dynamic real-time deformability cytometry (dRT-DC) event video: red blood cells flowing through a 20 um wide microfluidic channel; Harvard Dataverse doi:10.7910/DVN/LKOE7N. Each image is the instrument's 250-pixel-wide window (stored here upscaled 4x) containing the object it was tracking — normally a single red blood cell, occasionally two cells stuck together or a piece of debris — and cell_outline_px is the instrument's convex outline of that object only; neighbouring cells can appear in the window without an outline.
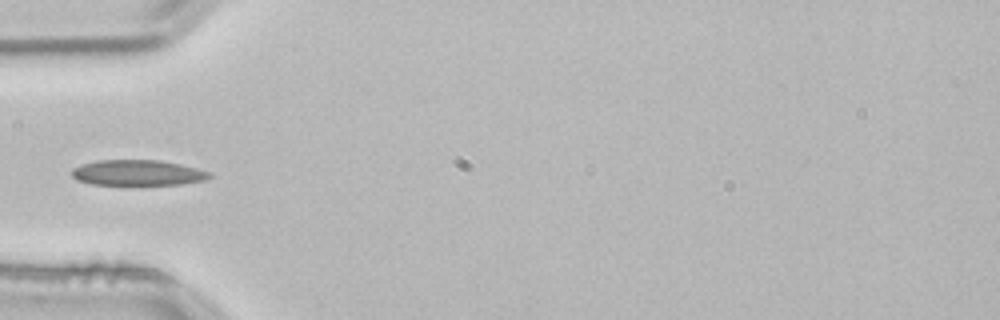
{"species": "common noctule bat (a hibernating species)", "species_latin": "Nyctalus noctula", "temperature_condition": "room temperature", "stored_images_in_passage": 2, "camera_frame_rate_fps": 3000, "um_per_image_px": 0.085, "animal": {"sex": "male", "body_mass_g": 21.5, "forearm_length_mm": 52.0}, "frame": {"image": 1, "passage_image": 2, "time_ms": 0.333, "image_size_px": [1000, 320], "cell_outline_px": [[212, 176], [204, 180], [180, 184], [92, 184], [76, 180], [72, 176], [72, 168], [80, 164], [96, 160], [160, 160], [180, 164], [212, 172]], "centroid_in_image_um": [11.68, 14.67], "position_along_channel_um": 73.3, "area_um2": 20.46}}